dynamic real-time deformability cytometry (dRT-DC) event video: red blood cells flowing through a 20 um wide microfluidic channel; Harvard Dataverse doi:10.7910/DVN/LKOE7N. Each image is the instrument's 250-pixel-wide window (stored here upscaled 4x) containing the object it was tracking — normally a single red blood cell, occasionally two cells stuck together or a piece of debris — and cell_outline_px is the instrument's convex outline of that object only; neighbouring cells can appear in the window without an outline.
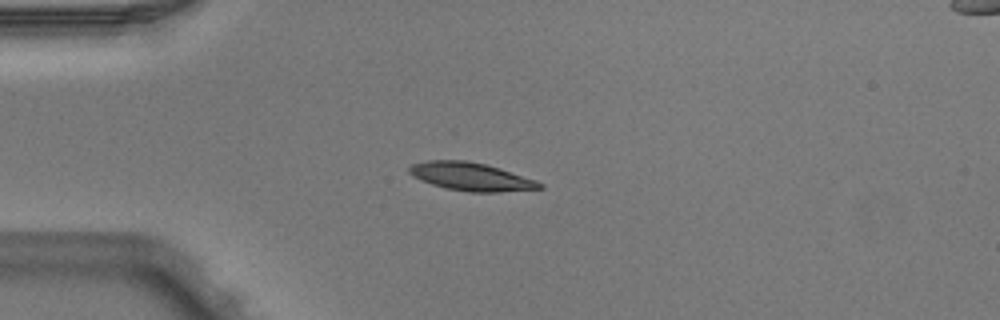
{"species": "Egyptian fruit bat (a non-hibernating species)", "species_latin": "Rousettus aegyptiacus", "temperature_condition": "warm", "stored_images_in_passage": 5, "camera_frame_rate_fps": 3000, "um_per_image_px": 0.085, "animal": {"sex": "male"}, "frame": {"image": 1, "passage_image": 4, "time_ms": 1.0, "image_size_px": [1000, 320], "cell_outline_px": [[544, 188], [500, 192], [468, 192], [444, 188], [420, 180], [412, 176], [408, 172], [408, 168], [412, 164], [428, 160], [468, 160], [500, 168], [536, 180], [544, 184]], "centroid_in_image_um": [40.03, 15.02], "position_along_channel_um": 45.0, "area_um2": 21.5}}
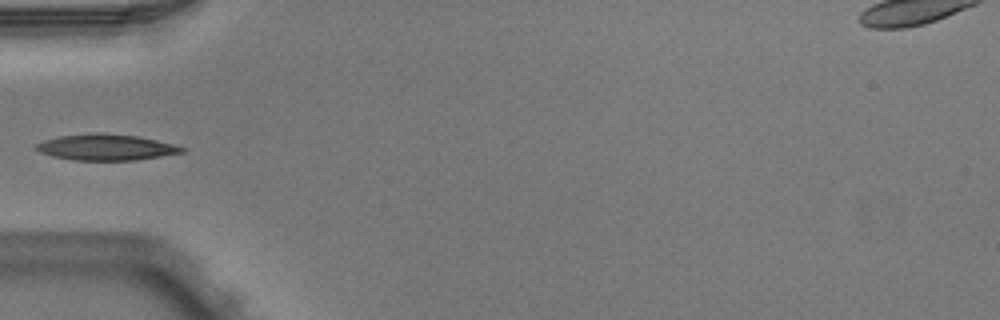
{"frame": {"image": 2, "passage_image": 5, "time_ms": 1.333, "image_size_px": [1000, 320], "cell_outline_px": [[188, 148], [184, 152], [136, 160], [72, 160], [52, 156], [40, 152], [32, 148], [36, 144], [44, 140], [60, 136], [96, 132], [104, 132], [136, 136], [176, 144]], "centroid_in_image_um": [9.01, 12.51], "position_along_channel_um": 76.0, "area_um2": 22.31}}